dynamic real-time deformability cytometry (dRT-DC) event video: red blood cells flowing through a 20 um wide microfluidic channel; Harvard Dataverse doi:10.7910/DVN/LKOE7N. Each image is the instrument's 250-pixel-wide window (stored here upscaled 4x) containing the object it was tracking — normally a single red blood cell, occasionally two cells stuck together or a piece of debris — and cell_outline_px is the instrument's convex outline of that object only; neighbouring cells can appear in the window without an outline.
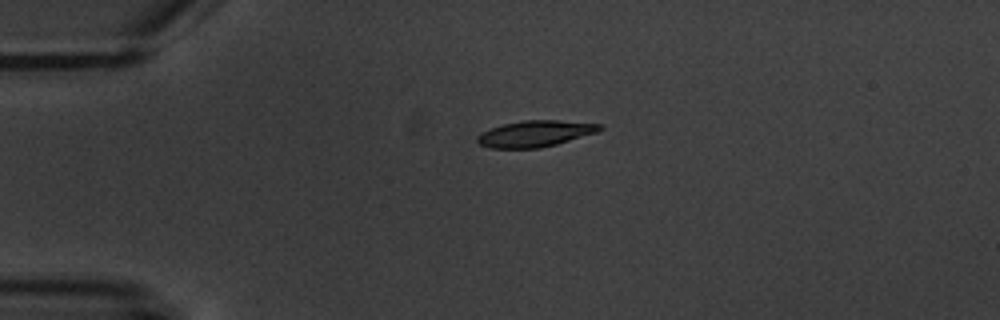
{"species": "common noctule bat (a hibernating species)", "species_latin": "Nyctalus noctula", "temperature_condition": "warm", "stored_images_in_passage": 4, "camera_frame_rate_fps": 3000, "um_per_image_px": 0.085, "animal": {"sex": "male", "body_mass_g": 20.1, "forearm_length_mm": 53.5}, "frame": {"image": 1, "passage_image": 3, "time_ms": 3.333, "image_size_px": [1000, 320], "cell_outline_px": [[604, 128], [596, 132], [556, 144], [540, 148], [488, 148], [480, 144], [476, 140], [476, 136], [492, 128], [504, 124], [524, 120], [556, 120], [604, 124]], "centroid_in_image_um": [45.5, 11.36], "position_along_channel_um": 39.5, "area_um2": 18.55}}